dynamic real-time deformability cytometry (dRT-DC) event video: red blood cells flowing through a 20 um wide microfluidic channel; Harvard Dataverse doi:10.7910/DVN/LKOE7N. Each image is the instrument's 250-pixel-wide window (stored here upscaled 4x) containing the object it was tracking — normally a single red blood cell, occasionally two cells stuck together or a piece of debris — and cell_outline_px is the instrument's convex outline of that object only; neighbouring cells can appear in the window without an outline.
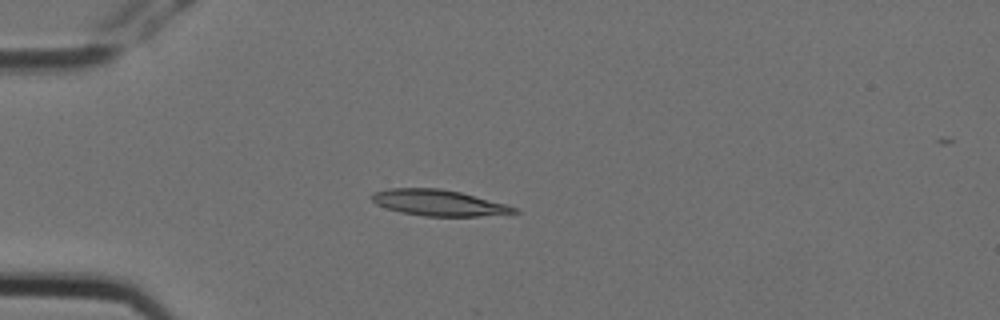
{"species": "Egyptian fruit bat (a non-hibernating species)", "species_latin": "Rousettus aegyptiacus", "temperature_condition": "cold", "stored_images_in_passage": 5, "camera_frame_rate_fps": 3000, "um_per_image_px": 0.085, "animal": {"sex": "female"}, "frame": {"image": 1, "passage_image": 4, "time_ms": 1.0, "image_size_px": [1000, 320], "cell_outline_px": [[520, 212], [480, 216], [424, 216], [400, 212], [376, 204], [368, 196], [372, 192], [388, 188], [440, 188], [460, 192], [508, 204], [516, 208]], "centroid_in_image_um": [37.25, 17.23], "position_along_channel_um": 47.7, "area_um2": 21.68}}